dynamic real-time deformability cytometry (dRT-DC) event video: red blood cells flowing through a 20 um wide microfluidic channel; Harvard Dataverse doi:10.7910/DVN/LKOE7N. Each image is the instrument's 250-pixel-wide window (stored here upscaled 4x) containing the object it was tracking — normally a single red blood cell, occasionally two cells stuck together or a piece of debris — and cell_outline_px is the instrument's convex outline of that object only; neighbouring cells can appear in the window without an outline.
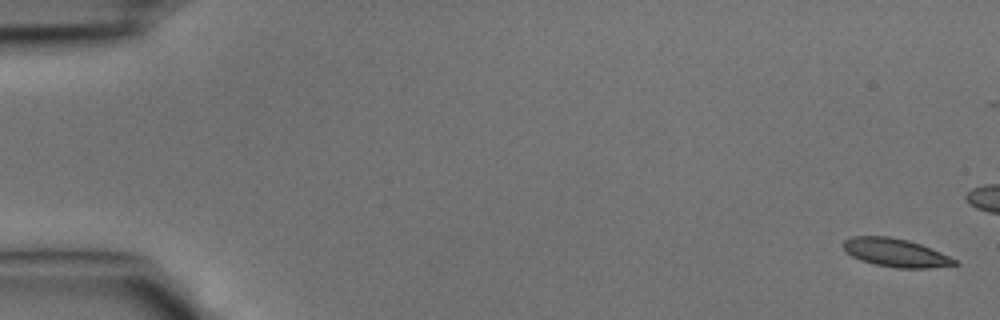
{"species": "common noctule bat (a hibernating species)", "species_latin": "Nyctalus noctula", "temperature_condition": "cold", "stored_images_in_passage": 43, "camera_frame_rate_fps": 3000, "um_per_image_px": 0.085, "animal": {"sex": "male", "body_mass_g": 15.6}, "frame": {"image": 1, "passage_image": 1, "time_ms": 0.0, "image_size_px": [1000, 320], "cell_outline_px": [[956, 264], [916, 268], [908, 268], [880, 264], [864, 260], [848, 252], [844, 248], [844, 244], [848, 240], [860, 236], [884, 236], [904, 240], [928, 248], [956, 260]], "centroid_in_image_um": [76.12, 21.47], "position_along_channel_um": 8.9, "area_um2": 16.65}}
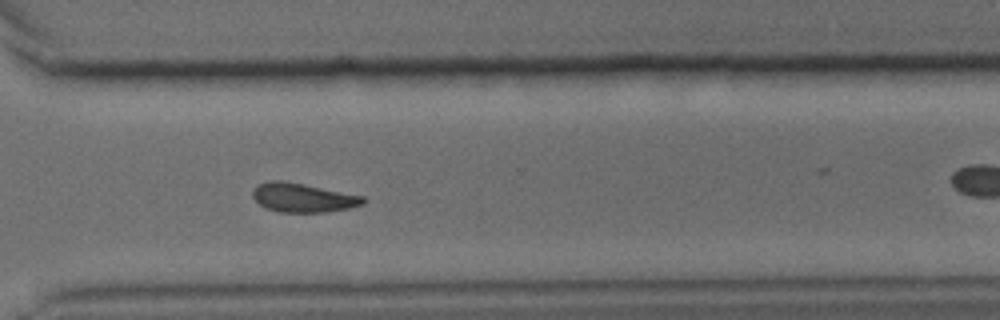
{"frame": {"image": 2, "passage_image": 31, "time_ms": 10.0, "image_size_px": [1000, 320], "cell_outline_px": [[364, 200], [360, 204], [344, 208], [316, 212], [288, 212], [268, 208], [260, 204], [256, 200], [252, 192], [260, 184], [300, 184], [360, 196]], "centroid_in_image_um": [25.74, 16.85], "position_along_channel_um": 344.9, "area_um2": 16.65}}